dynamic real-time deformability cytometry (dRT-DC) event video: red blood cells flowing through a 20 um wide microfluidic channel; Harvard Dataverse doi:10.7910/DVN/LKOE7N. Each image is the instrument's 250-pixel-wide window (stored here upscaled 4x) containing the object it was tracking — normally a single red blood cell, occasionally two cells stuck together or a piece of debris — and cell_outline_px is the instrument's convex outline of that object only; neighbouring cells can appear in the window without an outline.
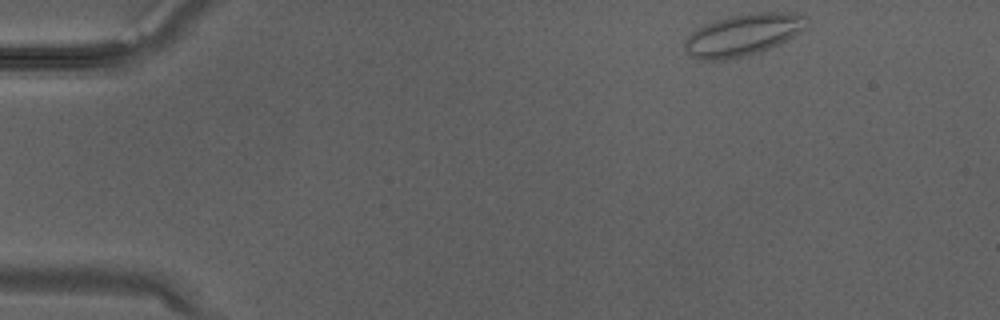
{"species": "Egyptian fruit bat (a non-hibernating species)", "species_latin": "Rousettus aegyptiacus", "temperature_condition": "warm", "stored_images_in_passage": 31, "camera_frame_rate_fps": 3000, "um_per_image_px": 0.085, "animal": {"sex": "male"}, "frame": {"image": 1, "passage_image": 1, "time_ms": 0.0, "image_size_px": [1000, 320], "cell_outline_px": [[808, 24], [800, 32], [780, 44], [760, 52], [724, 60], [700, 60], [692, 56], [684, 48], [684, 40], [692, 32], [704, 24], [716, 20], [732, 16], [756, 12], [792, 12], [804, 16]], "centroid_in_image_um": [63.15, 2.96], "position_along_channel_um": 21.8, "area_um2": 29.54}}
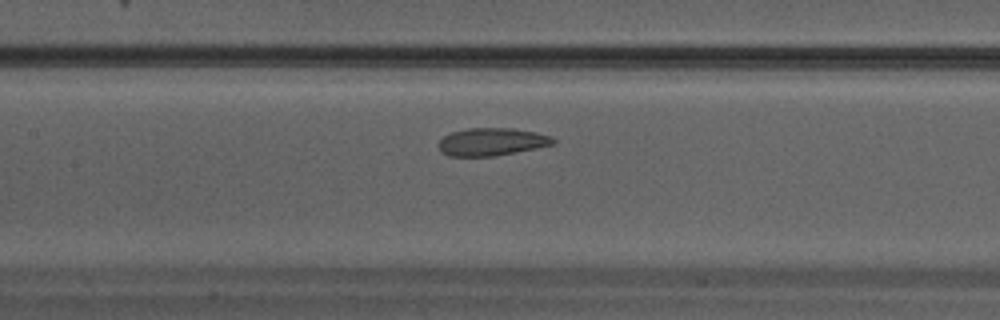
{"frame": {"image": 2, "passage_image": 13, "time_ms": 4.0, "image_size_px": [1000, 320], "cell_outline_px": [[556, 144], [516, 152], [492, 156], [448, 156], [440, 152], [440, 140], [444, 136], [452, 132], [468, 128], [512, 128], [536, 132], [548, 136], [556, 140]], "centroid_in_image_um": [41.8, 12.05], "position_along_channel_um": 165.6, "area_um2": 18.38}}
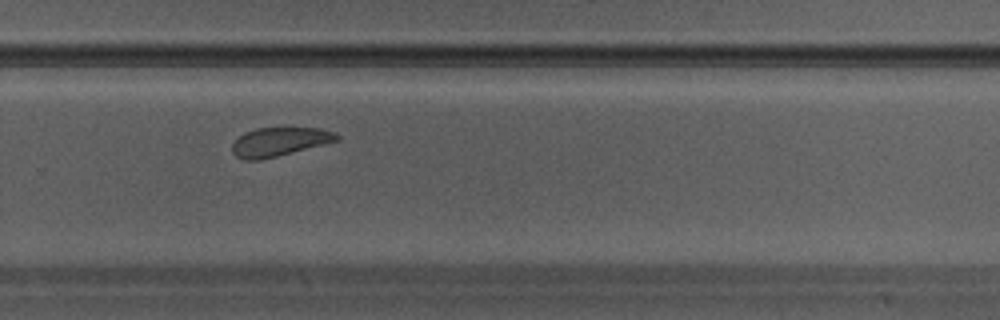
{"frame": {"image": 3, "passage_image": 20, "time_ms": 6.333, "image_size_px": [1000, 320], "cell_outline_px": [[340, 140], [260, 160], [244, 160], [236, 156], [232, 152], [232, 144], [244, 132], [256, 128], [320, 128], [336, 132], [340, 136]], "centroid_in_image_um": [23.76, 12.04], "position_along_channel_um": 306.0, "area_um2": 17.46}}